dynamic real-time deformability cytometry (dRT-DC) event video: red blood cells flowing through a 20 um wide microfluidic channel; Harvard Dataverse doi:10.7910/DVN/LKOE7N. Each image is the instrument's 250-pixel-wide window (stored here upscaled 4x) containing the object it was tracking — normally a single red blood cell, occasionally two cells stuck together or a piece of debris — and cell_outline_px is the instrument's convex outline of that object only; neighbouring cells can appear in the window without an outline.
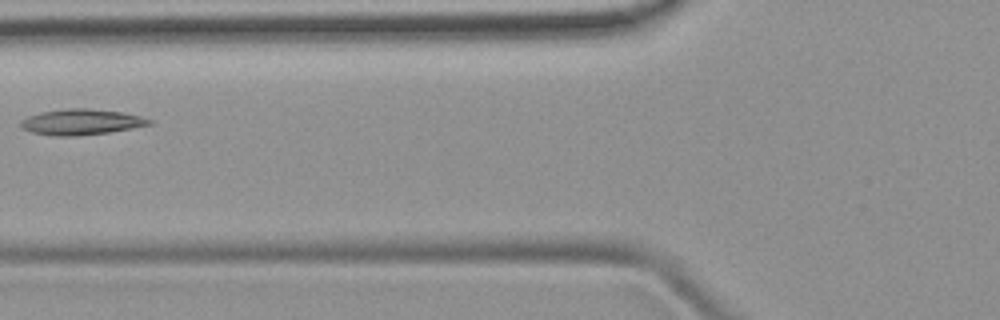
{"species": "common noctule bat (a hibernating species)", "species_latin": "Nyctalus noctula", "temperature_condition": "room temperature", "stored_images_in_passage": 4, "camera_frame_rate_fps": 3000, "um_per_image_px": 0.085, "animal": {"sex": "female", "body_mass_g": 19.9}, "frame": {"image": 1, "passage_image": 4, "time_ms": 3.333, "image_size_px": [1000, 320], "cell_outline_px": [[152, 124], [108, 132], [76, 136], [56, 136], [32, 132], [20, 128], [20, 120], [28, 116], [40, 112], [64, 108], [88, 108], [120, 112], [140, 116], [152, 120]], "centroid_in_image_um": [6.85, 10.36], "position_along_channel_um": 119.0, "area_um2": 19.19}}